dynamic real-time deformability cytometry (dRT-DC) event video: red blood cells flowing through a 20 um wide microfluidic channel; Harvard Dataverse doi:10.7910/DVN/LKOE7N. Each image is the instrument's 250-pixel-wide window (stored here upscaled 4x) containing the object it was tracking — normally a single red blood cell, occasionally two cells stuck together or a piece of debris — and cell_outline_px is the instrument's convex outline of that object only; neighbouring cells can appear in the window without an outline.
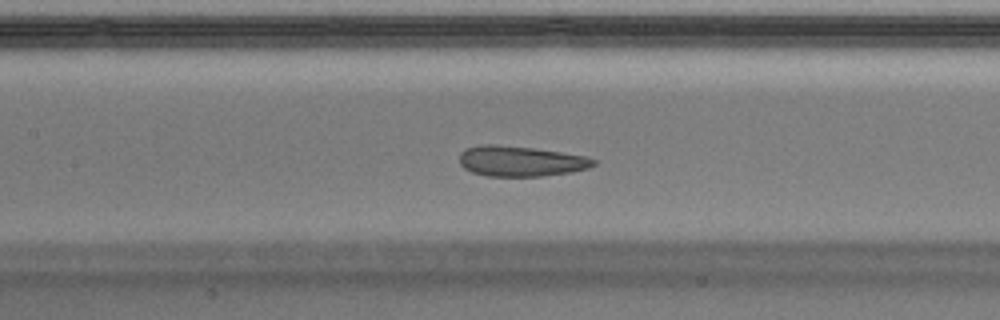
{"species": "Egyptian fruit bat (a non-hibernating species)", "species_latin": "Rousettus aegyptiacus", "temperature_condition": "warm", "stored_images_in_passage": 35, "camera_frame_rate_fps": 3000, "um_per_image_px": 0.085, "animal": {"sex": "male"}, "frame": {"image": 1, "passage_image": 16, "time_ms": 5.0, "image_size_px": [1000, 320], "cell_outline_px": [[596, 164], [588, 168], [572, 172], [540, 176], [488, 176], [472, 172], [464, 168], [460, 164], [460, 152], [468, 148], [484, 144], [492, 144], [532, 148], [560, 152], [584, 156], [596, 160]], "centroid_in_image_um": [44.25, 13.7], "position_along_channel_um": 163.1, "area_um2": 23.52}, "authors_computed_cell_mechanics": {"area_um2": 24.9118, "velocity_mm_per_s": 3.9924, "shape_relaxation_time_tau1_ms": 3.9645, "shape_relaxation_time_tau2_ms": 1.0586, "deformation_change_tau1": 0.1119, "deformation_change_tau2": 0.0786}}